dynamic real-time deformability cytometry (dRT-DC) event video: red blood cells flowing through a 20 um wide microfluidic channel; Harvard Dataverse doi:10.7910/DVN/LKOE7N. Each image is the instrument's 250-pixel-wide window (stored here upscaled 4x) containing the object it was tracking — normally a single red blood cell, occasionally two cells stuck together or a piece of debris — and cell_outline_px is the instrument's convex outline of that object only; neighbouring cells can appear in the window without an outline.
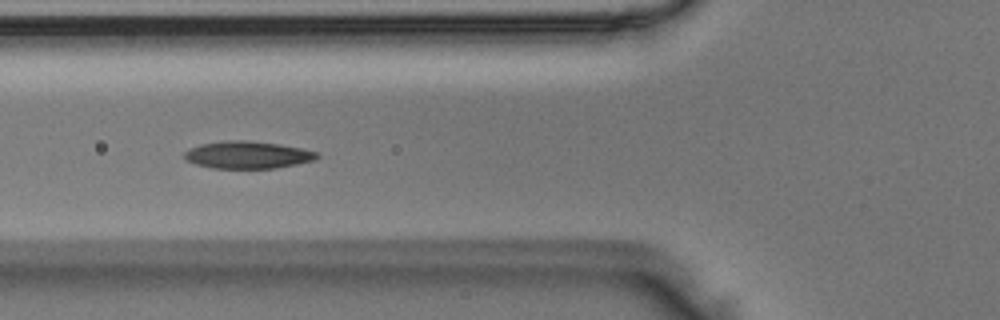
{"species": "Egyptian fruit bat (a non-hibernating species)", "species_latin": "Rousettus aegyptiacus", "temperature_condition": "room temperature", "stored_images_in_passage": 50, "camera_frame_rate_fps": 3000, "um_per_image_px": 0.085, "animal": {"sex": "male"}, "frame": {"image": 1, "passage_image": 18, "time_ms": 5.667, "image_size_px": [1000, 320], "cell_outline_px": [[320, 156], [316, 160], [276, 168], [212, 168], [196, 164], [188, 160], [184, 156], [184, 152], [188, 148], [200, 144], [228, 140], [252, 140], [280, 144], [300, 148], [316, 152]], "centroid_in_image_um": [21.05, 13.15], "position_along_channel_um": 104.8, "area_um2": 21.15}}
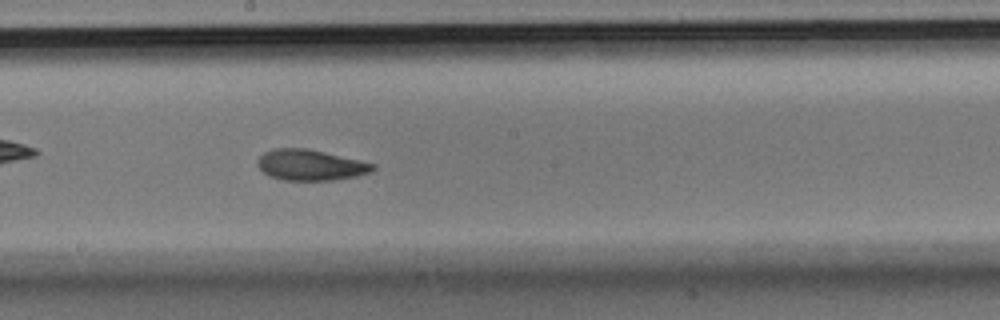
{"frame": {"image": 2, "passage_image": 27, "time_ms": 8.667, "image_size_px": [1000, 320], "cell_outline_px": [[376, 168], [368, 172], [356, 176], [332, 180], [284, 180], [272, 176], [264, 172], [256, 164], [256, 160], [264, 152], [276, 148], [308, 148], [360, 160], [376, 164]], "centroid_in_image_um": [26.38, 14.01], "position_along_channel_um": 221.8, "area_um2": 20.58}}
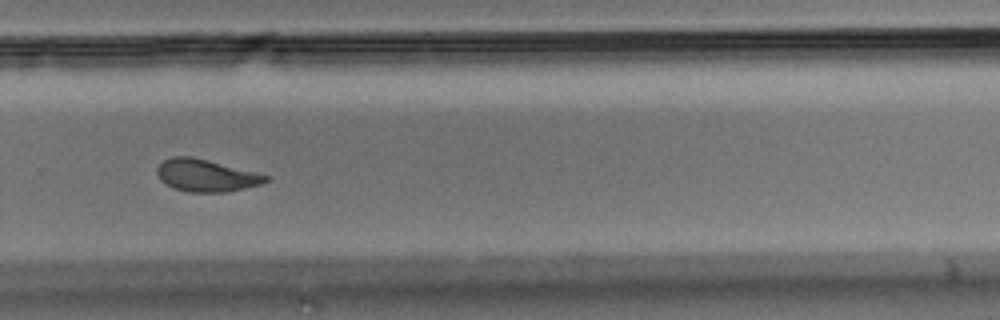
{"frame": {"image": 3, "passage_image": 34, "time_ms": 11.0, "image_size_px": [1000, 320], "cell_outline_px": [[268, 180], [264, 184], [224, 192], [192, 192], [176, 188], [160, 180], [156, 172], [156, 168], [164, 160], [172, 156], [192, 156], [256, 172], [268, 176]], "centroid_in_image_um": [17.52, 14.9], "position_along_channel_um": 312.3, "area_um2": 20.23}}